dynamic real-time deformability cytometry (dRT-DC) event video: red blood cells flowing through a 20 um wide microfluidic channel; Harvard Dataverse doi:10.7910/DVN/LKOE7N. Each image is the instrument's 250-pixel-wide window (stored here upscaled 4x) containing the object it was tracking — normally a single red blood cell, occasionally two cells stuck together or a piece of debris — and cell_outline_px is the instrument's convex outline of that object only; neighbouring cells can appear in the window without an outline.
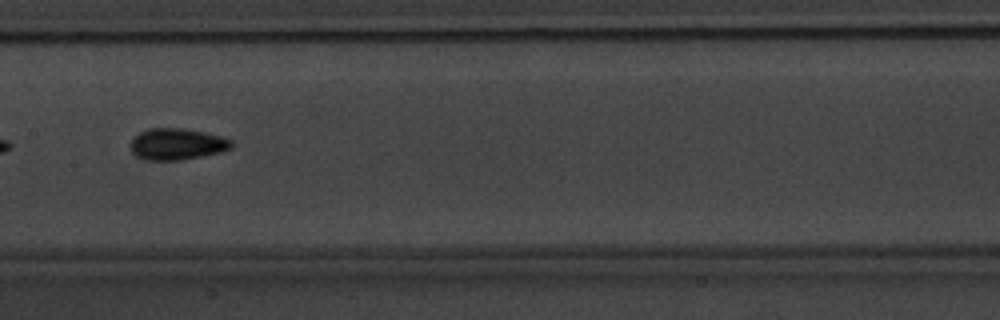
{"species": "common noctule bat (a hibernating species)", "species_latin": "Nyctalus noctula", "temperature_condition": "warm", "stored_images_in_passage": 10, "camera_frame_rate_fps": 3000, "um_per_image_px": 0.085, "animal": {"sex": "male", "body_mass_g": 20.1, "forearm_length_mm": 53.5}, "frame": {"image": 1, "passage_image": 7, "time_ms": 8.0, "image_size_px": [1000, 320], "cell_outline_px": [[232, 148], [220, 152], [180, 160], [144, 160], [136, 156], [132, 152], [132, 140], [140, 132], [148, 128], [184, 128], [204, 132], [220, 136], [232, 140]], "centroid_in_image_um": [15.05, 12.24], "position_along_channel_um": 192.4, "area_um2": 18.38}}
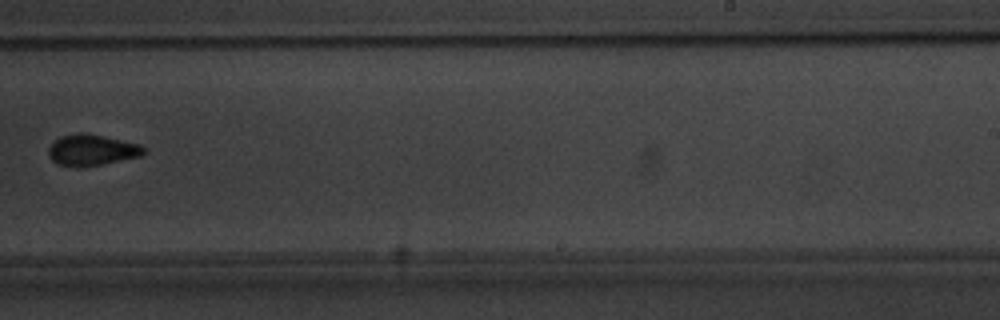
{"frame": {"image": 2, "passage_image": 9, "time_ms": 10.333, "image_size_px": [1000, 320], "cell_outline_px": [[144, 152], [140, 156], [100, 164], [56, 164], [48, 156], [48, 148], [60, 136], [76, 132], [88, 132], [140, 144], [144, 148]], "centroid_in_image_um": [7.79, 12.69], "position_along_channel_um": 281.2, "area_um2": 16.76}}